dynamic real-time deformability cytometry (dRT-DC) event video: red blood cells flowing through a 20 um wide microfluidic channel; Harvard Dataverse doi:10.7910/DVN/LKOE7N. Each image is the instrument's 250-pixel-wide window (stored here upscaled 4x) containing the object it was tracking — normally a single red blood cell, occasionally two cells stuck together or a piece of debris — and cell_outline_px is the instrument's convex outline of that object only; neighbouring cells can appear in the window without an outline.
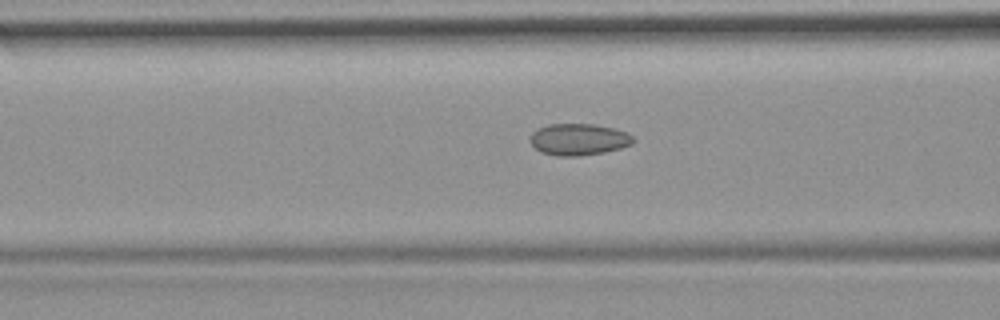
{"species": "common noctule bat (a hibernating species)", "species_latin": "Nyctalus noctula", "temperature_condition": "room temperature", "stored_images_in_passage": 11, "camera_frame_rate_fps": 3000, "um_per_image_px": 0.085, "animal": {"sex": "female", "body_mass_g": 19.9}, "frame": {"image": 1, "passage_image": 5, "time_ms": 1.333, "image_size_px": [1000, 320], "cell_outline_px": [[636, 140], [632, 144], [620, 148], [604, 152], [580, 156], [556, 156], [540, 152], [532, 144], [532, 132], [536, 128], [548, 124], [596, 124], [628, 132]], "centroid_in_image_um": [49.2, 11.85], "position_along_channel_um": 117.4, "area_um2": 19.07}}
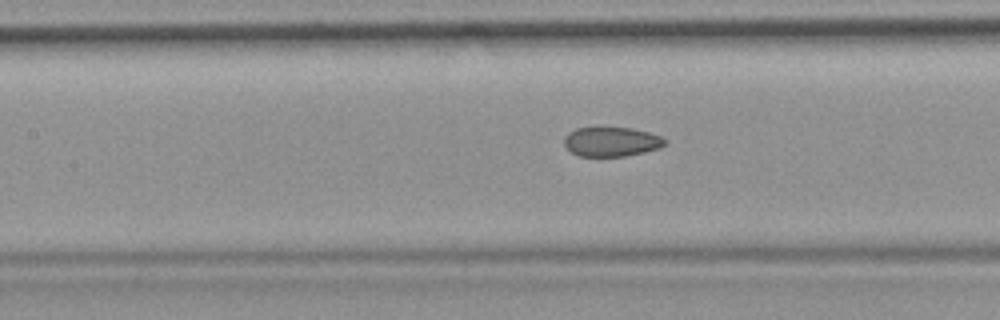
{"frame": {"image": 2, "passage_image": 8, "time_ms": 2.333, "image_size_px": [1000, 320], "cell_outline_px": [[668, 140], [660, 148], [644, 152], [624, 156], [580, 156], [572, 152], [564, 144], [564, 136], [568, 132], [576, 128], [632, 128], [648, 132], [660, 136]], "centroid_in_image_um": [51.97, 12.04], "position_along_channel_um": 155.4, "area_um2": 17.17}}